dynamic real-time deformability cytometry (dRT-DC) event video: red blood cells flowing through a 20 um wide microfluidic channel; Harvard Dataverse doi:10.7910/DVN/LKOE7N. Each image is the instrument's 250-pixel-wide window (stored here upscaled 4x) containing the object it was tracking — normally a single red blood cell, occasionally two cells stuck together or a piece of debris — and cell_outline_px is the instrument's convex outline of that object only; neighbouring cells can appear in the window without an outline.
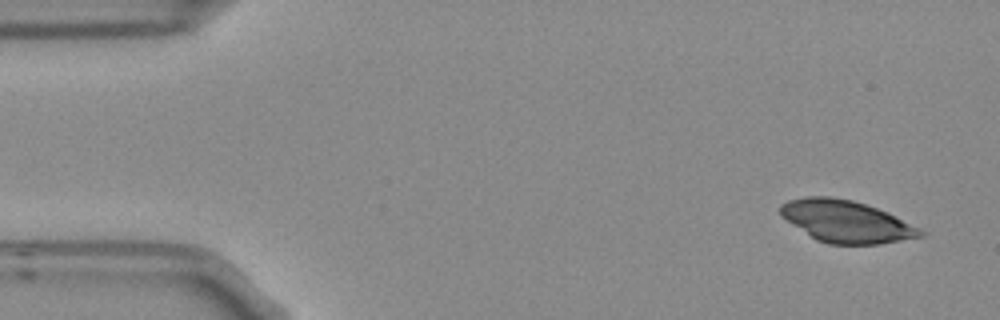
{"species": "Egyptian fruit bat (a non-hibernating species)", "species_latin": "Rousettus aegyptiacus", "temperature_condition": "room temperature", "stored_images_in_passage": 4, "camera_frame_rate_fps": 3000, "um_per_image_px": 0.085, "frame": {"image": 1, "passage_image": 1, "time_ms": 0.0, "image_size_px": [1000, 320], "cell_outline_px": [[928, 232], [924, 236], [880, 244], [828, 244], [816, 240], [780, 216], [780, 204], [788, 200], [804, 196], [828, 196], [852, 200], [888, 212]], "centroid_in_image_um": [71.93, 18.82], "position_along_channel_um": 13.1, "area_um2": 34.39}}